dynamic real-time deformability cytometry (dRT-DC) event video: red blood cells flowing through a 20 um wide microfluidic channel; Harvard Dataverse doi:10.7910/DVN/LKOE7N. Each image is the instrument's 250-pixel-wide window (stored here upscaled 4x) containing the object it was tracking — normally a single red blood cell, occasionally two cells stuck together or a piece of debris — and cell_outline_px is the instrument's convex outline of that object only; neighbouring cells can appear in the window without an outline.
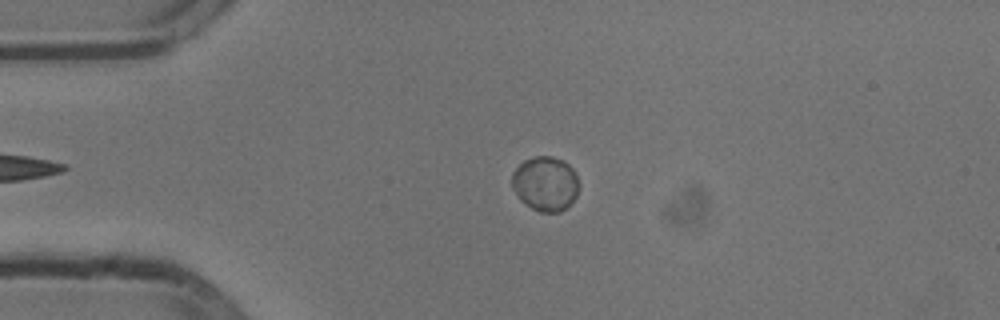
{"species": "common noctule bat (a hibernating species)", "species_latin": "Nyctalus noctula", "temperature_condition": "cold", "stored_images_in_passage": 54, "camera_frame_rate_fps": 3000, "um_per_image_px": 0.085, "animal": {"sex": "male", "body_mass_g": 13.3}, "frame": {"image": 1, "passage_image": 13, "time_ms": 4.0, "image_size_px": [1000, 320], "cell_outline_px": [[580, 184], [576, 196], [560, 212], [540, 212], [532, 208], [520, 200], [512, 188], [512, 172], [524, 160], [536, 156], [552, 156], [568, 164], [576, 172]], "centroid_in_image_um": [46.35, 15.6], "position_along_channel_um": 38.6, "area_um2": 21.27}}
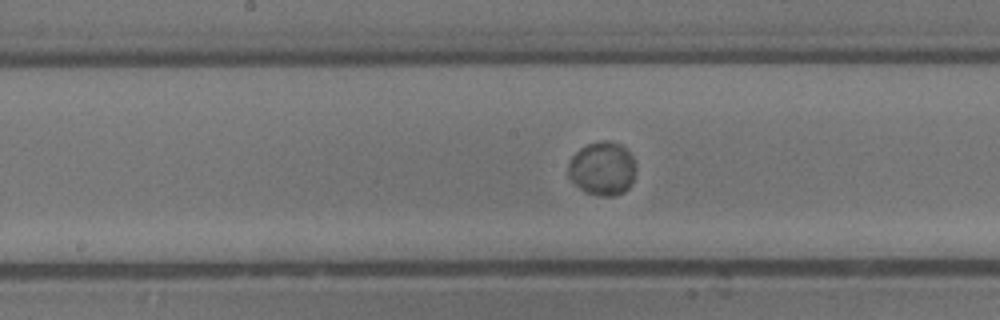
{"frame": {"image": 2, "passage_image": 28, "time_ms": 9.0, "image_size_px": [1000, 320], "cell_outline_px": [[636, 168], [632, 184], [624, 192], [616, 196], [600, 196], [584, 192], [568, 176], [568, 164], [572, 156], [580, 148], [588, 144], [600, 140], [608, 140], [620, 144], [632, 156], [636, 164]], "centroid_in_image_um": [51.21, 14.33], "position_along_channel_um": 197.0, "area_um2": 21.33}}
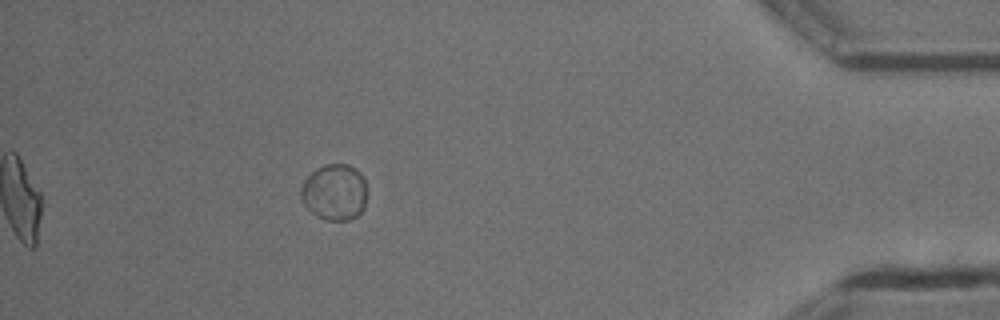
{"frame": {"image": 3, "passage_image": 49, "time_ms": 16.0, "image_size_px": [1000, 320], "cell_outline_px": [[364, 208], [356, 216], [348, 220], [324, 220], [316, 216], [304, 204], [300, 196], [300, 188], [304, 180], [316, 168], [324, 164], [348, 164], [356, 168], [360, 172], [364, 180]], "centroid_in_image_um": [28.4, 16.32], "position_along_channel_um": 406.8, "area_um2": 21.56}}